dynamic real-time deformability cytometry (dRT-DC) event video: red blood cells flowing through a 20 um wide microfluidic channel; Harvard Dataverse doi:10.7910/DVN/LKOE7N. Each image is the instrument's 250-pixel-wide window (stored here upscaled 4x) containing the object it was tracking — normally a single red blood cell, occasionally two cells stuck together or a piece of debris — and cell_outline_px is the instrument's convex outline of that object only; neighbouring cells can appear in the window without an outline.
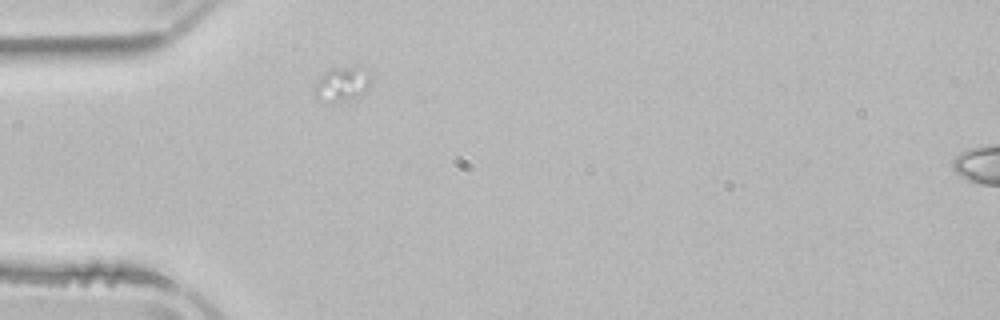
{"species": "common noctule bat (a hibernating species)", "species_latin": "Nyctalus noctula", "temperature_condition": "room temperature", "stored_images_in_passage": 1, "camera_frame_rate_fps": 3000, "um_per_image_px": 0.085, "animal": {"sex": "male", "body_mass_g": 21.5, "forearm_length_mm": 52.0}, "frame": {"image": 1, "passage_image": 1, "time_ms": 0.0, "image_size_px": [1000, 320], "cell_outline_px": [[372, 80], [360, 96], [356, 100], [316, 100], [312, 96], [312, 88], [320, 76], [324, 72], [336, 68], [356, 64], [368, 72], [372, 76]], "centroid_in_image_um": [29.06, 7.12], "position_along_channel_um": 55.9, "area_um2": 11.68}}